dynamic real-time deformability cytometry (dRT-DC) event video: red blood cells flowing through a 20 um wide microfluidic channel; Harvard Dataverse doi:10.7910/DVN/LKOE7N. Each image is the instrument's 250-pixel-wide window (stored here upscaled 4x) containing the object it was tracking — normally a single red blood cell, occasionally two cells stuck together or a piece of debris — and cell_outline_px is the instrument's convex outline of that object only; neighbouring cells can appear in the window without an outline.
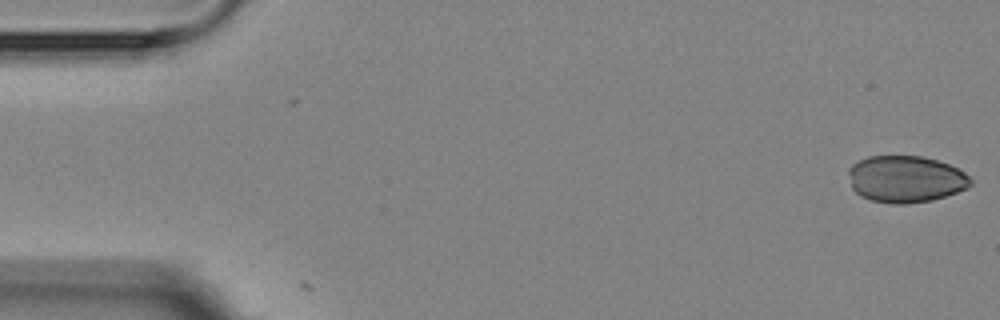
{"species": "Egyptian fruit bat (a non-hibernating species)", "species_latin": "Rousettus aegyptiacus", "temperature_condition": "room temperature", "stored_images_in_passage": 5, "camera_frame_rate_fps": 3000, "um_per_image_px": 0.085, "animal": {"sex": "female"}, "frame": {"image": 1, "passage_image": 1, "time_ms": 0.0, "image_size_px": [1000, 320], "cell_outline_px": [[972, 184], [968, 188], [932, 200], [908, 204], [892, 204], [872, 200], [860, 196], [852, 188], [848, 172], [848, 168], [852, 164], [868, 156], [920, 156], [936, 160], [960, 168], [972, 180]], "centroid_in_image_um": [76.98, 15.22], "position_along_channel_um": 8.0, "area_um2": 33.41}}
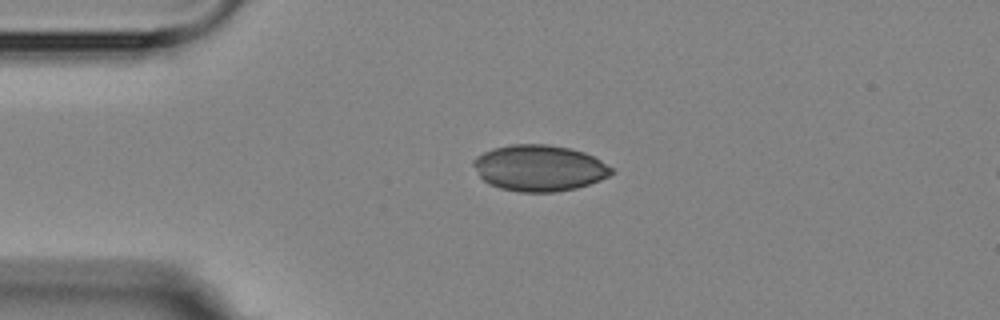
{"frame": {"image": 2, "passage_image": 4, "time_ms": 3.667, "image_size_px": [1000, 320], "cell_outline_px": [[612, 172], [608, 176], [600, 180], [576, 188], [556, 192], [520, 192], [500, 188], [488, 184], [480, 176], [472, 164], [472, 160], [476, 156], [492, 148], [512, 144], [548, 144], [568, 148], [584, 152], [600, 160], [612, 168]], "centroid_in_image_um": [45.8, 14.28], "position_along_channel_um": 39.2, "area_um2": 37.05}}